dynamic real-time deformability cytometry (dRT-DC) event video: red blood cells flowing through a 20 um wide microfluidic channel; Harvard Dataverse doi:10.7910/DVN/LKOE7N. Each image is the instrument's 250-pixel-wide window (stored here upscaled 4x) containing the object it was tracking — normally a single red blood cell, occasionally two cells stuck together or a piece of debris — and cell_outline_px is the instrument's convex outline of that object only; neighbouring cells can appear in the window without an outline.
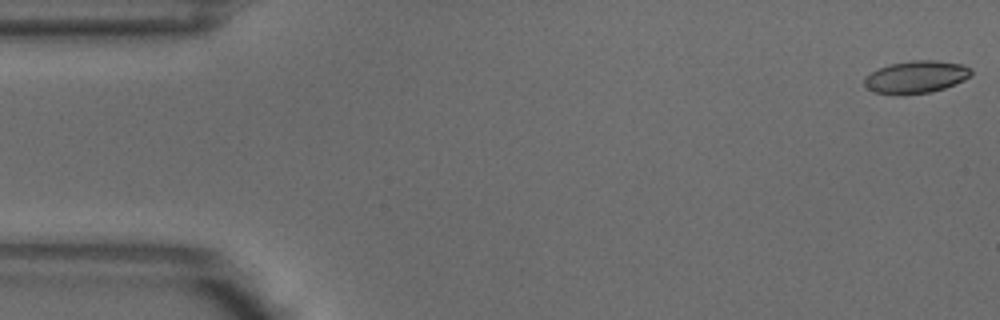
{"species": "common noctule bat (a hibernating species)", "species_latin": "Nyctalus noctula", "temperature_condition": "warm", "stored_images_in_passage": 6, "camera_frame_rate_fps": 3000, "um_per_image_px": 0.085, "animal": {"sex": "male", "body_mass_g": 18.8}, "frame": {"image": 1, "passage_image": 1, "time_ms": 0.0, "image_size_px": [1000, 320], "cell_outline_px": [[972, 76], [964, 80], [944, 88], [928, 92], [900, 96], [872, 92], [864, 88], [864, 76], [880, 68], [892, 64], [912, 60], [936, 60], [964, 64], [972, 68]], "centroid_in_image_um": [77.85, 6.56], "position_along_channel_um": 7.1, "area_um2": 20.52}}
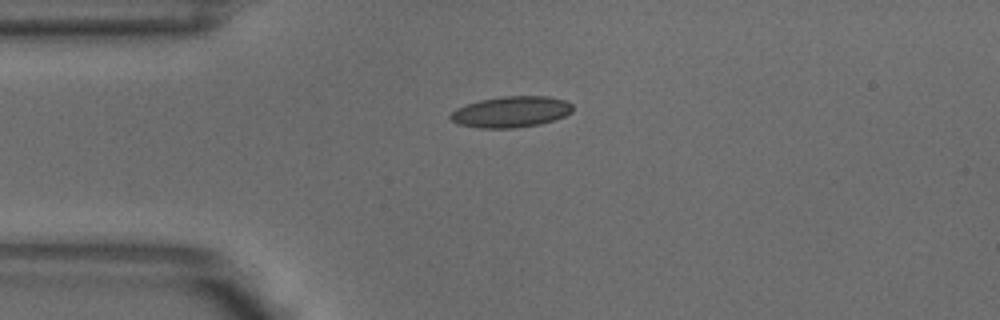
{"frame": {"image": 2, "passage_image": 4, "time_ms": 1.0, "image_size_px": [1000, 320], "cell_outline_px": [[572, 112], [564, 116], [540, 124], [516, 128], [480, 128], [460, 124], [452, 120], [448, 116], [456, 108], [480, 100], [500, 96], [548, 96], [564, 100], [572, 104]], "centroid_in_image_um": [43.44, 9.5], "position_along_channel_um": 41.6, "area_um2": 22.02}}